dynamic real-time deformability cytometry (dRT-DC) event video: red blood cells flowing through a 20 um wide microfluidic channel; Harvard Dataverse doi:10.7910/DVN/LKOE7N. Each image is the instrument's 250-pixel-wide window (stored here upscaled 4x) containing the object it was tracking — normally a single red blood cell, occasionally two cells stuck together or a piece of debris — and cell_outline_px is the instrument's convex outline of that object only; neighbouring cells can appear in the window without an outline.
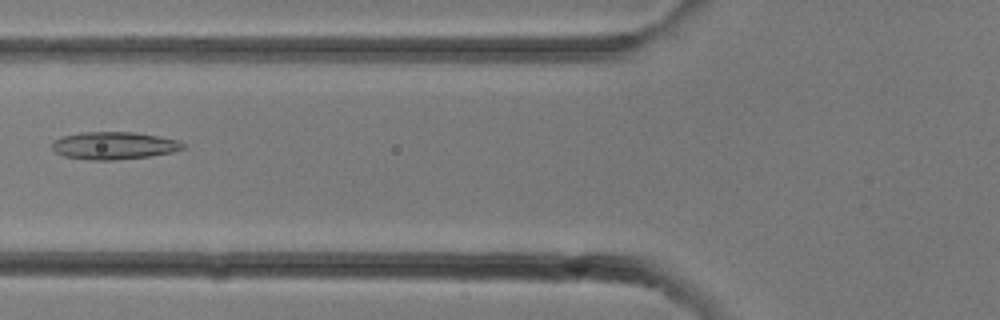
{"species": "common noctule bat (a hibernating species)", "species_latin": "Nyctalus noctula", "temperature_condition": "room temperature", "stored_images_in_passage": 20, "camera_frame_rate_fps": 3000, "um_per_image_px": 0.085, "animal": {"sex": "female"}, "frame": {"image": 1, "passage_image": 11, "time_ms": 3.333, "image_size_px": [1000, 320], "cell_outline_px": [[188, 148], [172, 152], [148, 156], [116, 160], [88, 160], [64, 156], [56, 152], [52, 148], [52, 140], [64, 136], [80, 132], [132, 132], [156, 136], [176, 140], [188, 144]], "centroid_in_image_um": [9.7, 12.38], "position_along_channel_um": 116.1, "area_um2": 21.04}}
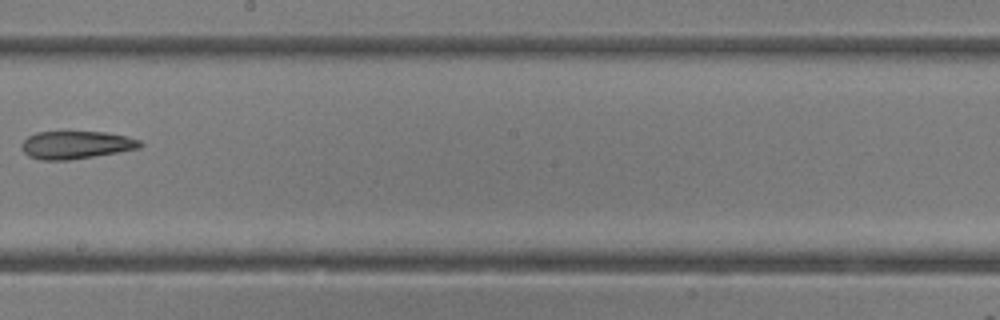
{"frame": {"image": 2, "passage_image": 16, "time_ms": 5.0, "image_size_px": [1000, 320], "cell_outline_px": [[144, 144], [140, 148], [68, 160], [40, 160], [28, 156], [24, 152], [20, 144], [28, 136], [36, 132], [108, 132], [128, 136], [140, 140]], "centroid_in_image_um": [6.46, 12.31], "position_along_channel_um": 241.7, "area_um2": 19.19}}
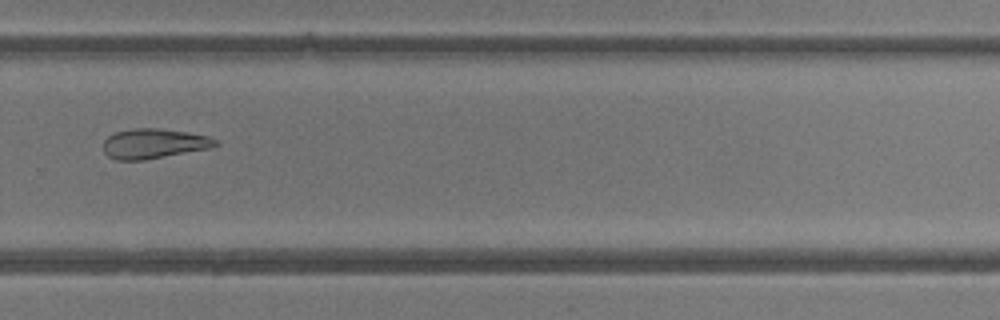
{"frame": {"image": 3, "passage_image": 19, "time_ms": 6.0, "image_size_px": [1000, 320], "cell_outline_px": [[220, 144], [216, 148], [144, 160], [116, 160], [108, 156], [104, 152], [104, 140], [108, 136], [116, 132], [132, 128], [160, 128], [208, 136], [216, 140]], "centroid_in_image_um": [13.12, 12.22], "position_along_channel_um": 316.7, "area_um2": 19.77}}